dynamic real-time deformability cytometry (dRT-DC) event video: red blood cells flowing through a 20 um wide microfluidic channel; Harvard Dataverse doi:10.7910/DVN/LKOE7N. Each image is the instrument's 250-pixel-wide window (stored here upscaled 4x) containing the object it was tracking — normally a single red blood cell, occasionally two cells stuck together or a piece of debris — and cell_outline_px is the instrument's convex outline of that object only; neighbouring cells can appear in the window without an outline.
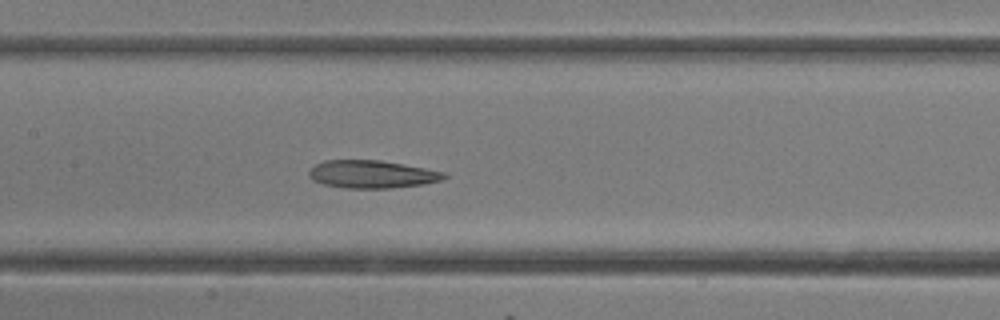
{"species": "common noctule bat (a hibernating species)", "species_latin": "Nyctalus noctula", "temperature_condition": "room temperature", "stored_images_in_passage": 17, "camera_frame_rate_fps": 3000, "um_per_image_px": 0.085, "animal": {"sex": "female"}, "frame": {"image": 1, "passage_image": 15, "time_ms": 4.667, "image_size_px": [1000, 320], "cell_outline_px": [[448, 176], [444, 180], [424, 184], [392, 188], [348, 188], [324, 184], [312, 180], [308, 176], [308, 172], [316, 164], [324, 160], [380, 160], [404, 164], [448, 172]], "centroid_in_image_um": [31.67, 14.81], "position_along_channel_um": 175.7, "area_um2": 22.08}}
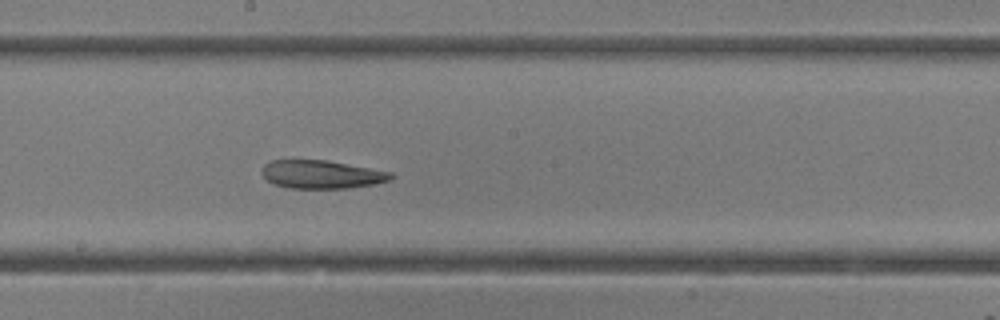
{"frame": {"image": 2, "passage_image": 17, "time_ms": 5.333, "image_size_px": [1000, 320], "cell_outline_px": [[396, 176], [392, 180], [372, 184], [348, 188], [288, 188], [276, 184], [268, 180], [260, 172], [264, 164], [272, 160], [328, 160], [392, 172]], "centroid_in_image_um": [27.36, 14.82], "position_along_channel_um": 220.8, "area_um2": 21.27}}